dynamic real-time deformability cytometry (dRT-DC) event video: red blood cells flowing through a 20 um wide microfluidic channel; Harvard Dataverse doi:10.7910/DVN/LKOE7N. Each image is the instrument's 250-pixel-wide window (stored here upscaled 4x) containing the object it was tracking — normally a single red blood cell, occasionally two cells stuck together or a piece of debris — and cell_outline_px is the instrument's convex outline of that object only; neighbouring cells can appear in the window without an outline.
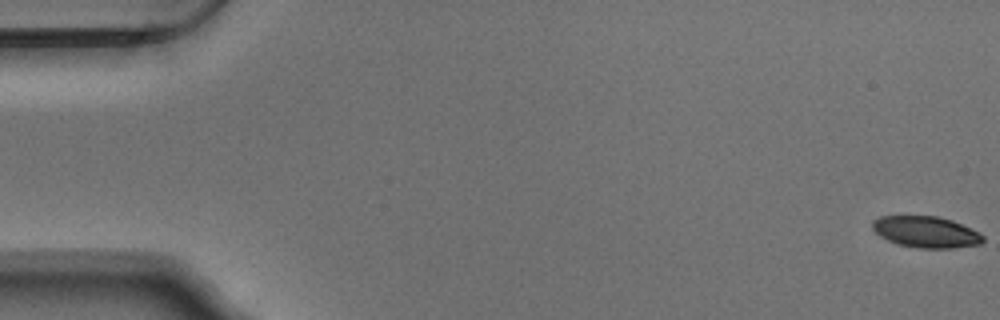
{"species": "Egyptian fruit bat (a non-hibernating species)", "species_latin": "Rousettus aegyptiacus", "temperature_condition": "warm", "stored_images_in_passage": 17, "camera_frame_rate_fps": 3000, "um_per_image_px": 0.085, "animal": {"sex": "male"}, "frame": {"image": 1, "passage_image": 1, "time_ms": 0.0, "image_size_px": [1000, 320], "cell_outline_px": [[984, 240], [980, 244], [952, 248], [916, 248], [900, 244], [888, 240], [880, 236], [872, 228], [872, 224], [880, 216], [936, 216], [952, 220], [980, 232], [984, 236]], "centroid_in_image_um": [78.74, 19.72], "position_along_channel_um": 6.3, "area_um2": 20.06}}
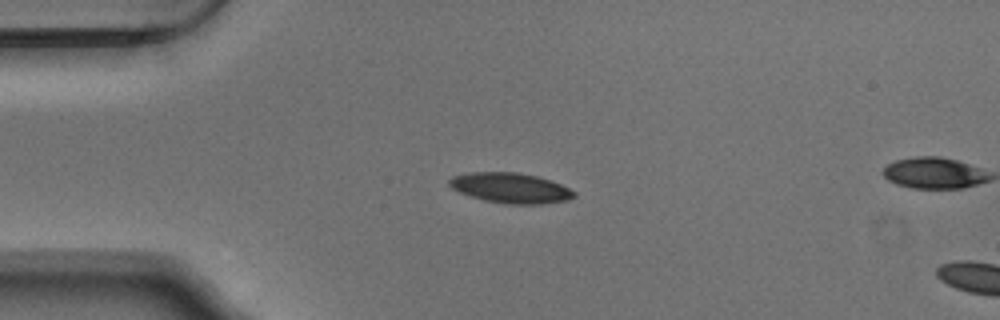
{"frame": {"image": 2, "passage_image": 14, "time_ms": 4.333, "image_size_px": [1000, 320], "cell_outline_px": [[576, 196], [568, 200], [540, 204], [504, 204], [484, 200], [460, 192], [452, 188], [448, 184], [448, 180], [452, 176], [468, 172], [516, 172], [536, 176], [560, 184], [576, 192]], "centroid_in_image_um": [43.38, 15.98], "position_along_channel_um": 41.6, "area_um2": 21.91}}